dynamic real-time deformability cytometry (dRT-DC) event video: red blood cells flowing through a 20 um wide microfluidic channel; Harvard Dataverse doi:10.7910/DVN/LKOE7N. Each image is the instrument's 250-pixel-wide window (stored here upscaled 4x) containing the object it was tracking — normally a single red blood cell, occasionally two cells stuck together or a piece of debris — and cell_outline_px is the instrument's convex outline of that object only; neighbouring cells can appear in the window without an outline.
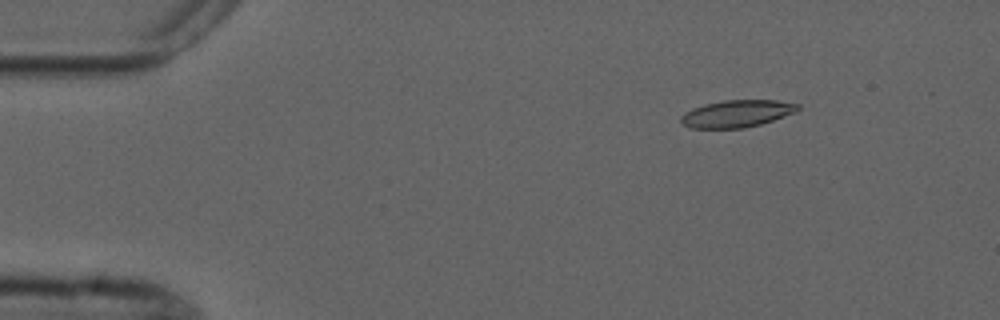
{"species": "common noctule bat (a hibernating species)", "species_latin": "Nyctalus noctula", "temperature_condition": "cold", "stored_images_in_passage": 10, "camera_frame_rate_fps": 3000, "um_per_image_px": 0.085, "animal": {"sex": "male", "forearm_length_mm": 52.5}, "frame": {"image": 1, "passage_image": 2, "time_ms": 1.333, "image_size_px": [1000, 320], "cell_outline_px": [[800, 108], [796, 112], [760, 124], [744, 128], [688, 128], [680, 120], [680, 116], [684, 112], [692, 108], [704, 104], [724, 100], [776, 100], [800, 104]], "centroid_in_image_um": [62.62, 9.65], "position_along_channel_um": 22.4, "area_um2": 18.55}}
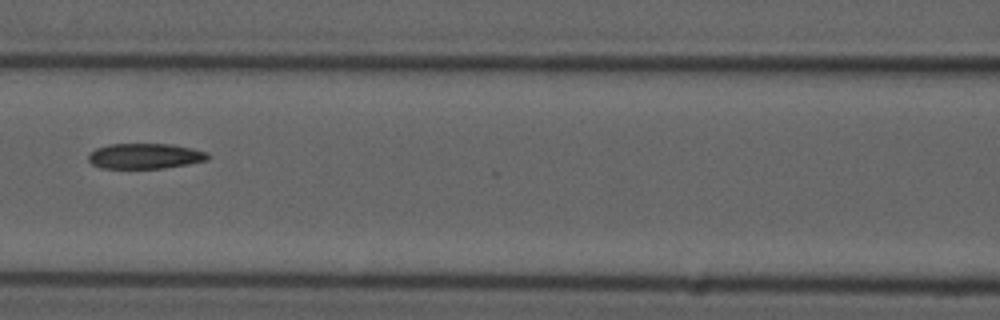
{"frame": {"image": 2, "passage_image": 7, "time_ms": 7.0, "image_size_px": [1000, 320], "cell_outline_px": [[208, 160], [188, 164], [164, 168], [100, 168], [92, 164], [88, 160], [88, 156], [96, 148], [108, 144], [172, 144], [192, 148], [208, 152]], "centroid_in_image_um": [12.33, 13.26], "position_along_channel_um": 154.3, "area_um2": 17.69}}
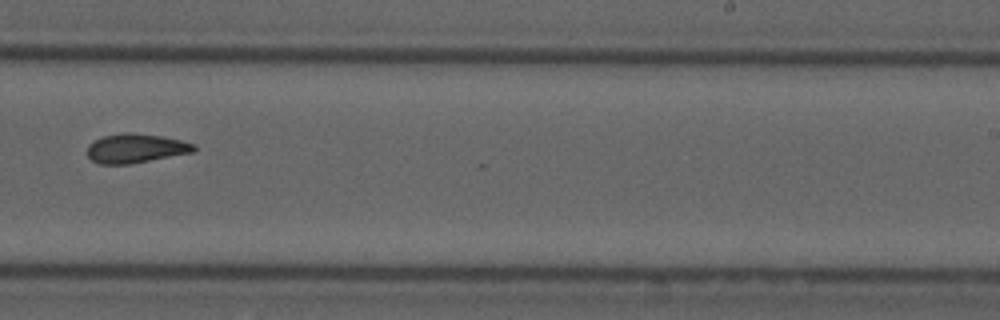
{"frame": {"image": 3, "passage_image": 10, "time_ms": 10.333, "image_size_px": [1000, 320], "cell_outline_px": [[196, 152], [128, 164], [100, 164], [92, 160], [88, 156], [88, 144], [104, 136], [124, 132], [132, 132], [160, 136], [180, 140], [196, 144]], "centroid_in_image_um": [11.56, 12.61], "position_along_channel_um": 277.4, "area_um2": 18.09}}